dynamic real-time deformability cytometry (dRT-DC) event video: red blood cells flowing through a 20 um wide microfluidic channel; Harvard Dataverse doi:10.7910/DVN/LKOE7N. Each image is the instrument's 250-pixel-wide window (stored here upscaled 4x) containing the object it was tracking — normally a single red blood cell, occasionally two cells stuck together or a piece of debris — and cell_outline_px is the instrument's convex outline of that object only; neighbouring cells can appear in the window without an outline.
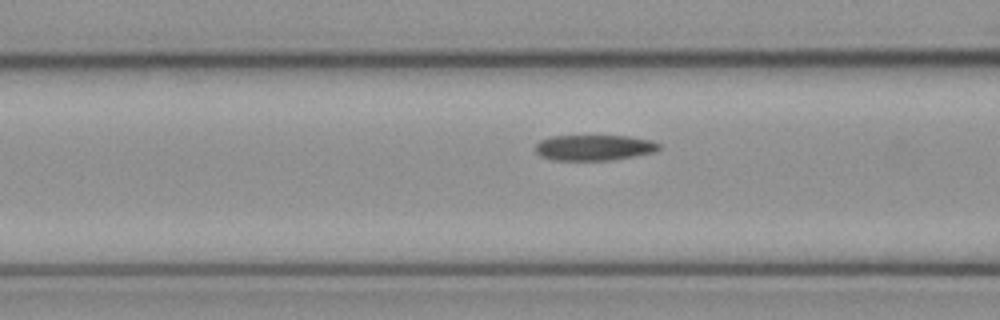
{"species": "common noctule bat (a hibernating species)", "species_latin": "Nyctalus noctula", "temperature_condition": "cold", "stored_images_in_passage": 7, "camera_frame_rate_fps": 3000, "um_per_image_px": 0.085, "animal": {"sex": "female", "body_mass_g": 21.9}, "frame": {"image": 1, "passage_image": 6, "time_ms": 1.667, "image_size_px": [1000, 320], "cell_outline_px": [[660, 148], [656, 152], [612, 160], [552, 160], [540, 156], [536, 152], [536, 144], [540, 140], [548, 136], [628, 136], [652, 140], [660, 144]], "centroid_in_image_um": [50.5, 12.54], "position_along_channel_um": 116.1, "area_um2": 18.61}}